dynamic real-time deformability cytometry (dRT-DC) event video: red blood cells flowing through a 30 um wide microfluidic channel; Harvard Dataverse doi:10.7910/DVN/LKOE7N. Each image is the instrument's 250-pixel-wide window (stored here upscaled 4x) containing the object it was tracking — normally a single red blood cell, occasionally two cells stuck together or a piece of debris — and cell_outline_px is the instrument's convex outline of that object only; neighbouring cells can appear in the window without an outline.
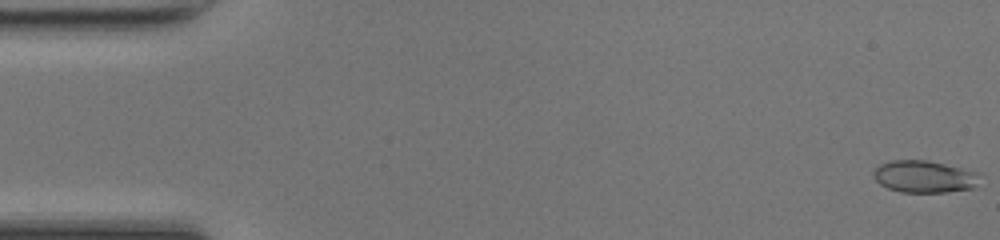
{"species": "common noctule bat (a hibernating species)", "species_latin": "Nyctalus noctula", "temperature_condition": "room temperature", "stored_images_in_passage": 49, "camera_frame_rate_fps": 3000, "um_per_image_px": 0.085, "animal": {"sex": "female", "body_mass_g": 17.0, "forearm_length_mm": 48.0}, "frame": {"image": 1, "passage_image": 1, "time_ms": 0.0, "image_size_px": [1000, 240], "cell_outline_px": [[980, 172], [976, 184], [972, 188], [944, 192], [900, 192], [888, 188], [880, 184], [872, 176], [872, 172], [880, 164], [892, 160], [928, 160]], "centroid_in_image_um": [78.54, 15.0], "position_along_channel_um": 6.5, "area_um2": 19.88}}
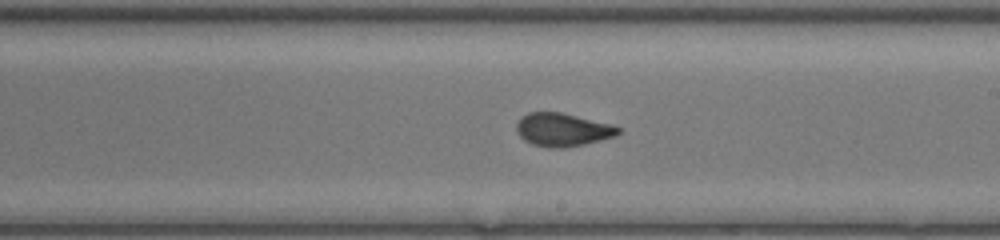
{"frame": {"image": 2, "passage_image": 28, "time_ms": 9.0, "image_size_px": [1000, 240], "cell_outline_px": [[620, 132], [616, 136], [584, 144], [564, 148], [552, 148], [532, 144], [524, 140], [516, 132], [516, 124], [520, 116], [528, 112], [560, 112], [612, 124], [620, 128]], "centroid_in_image_um": [47.79, 11.02], "position_along_channel_um": 241.2, "area_um2": 19.77}}
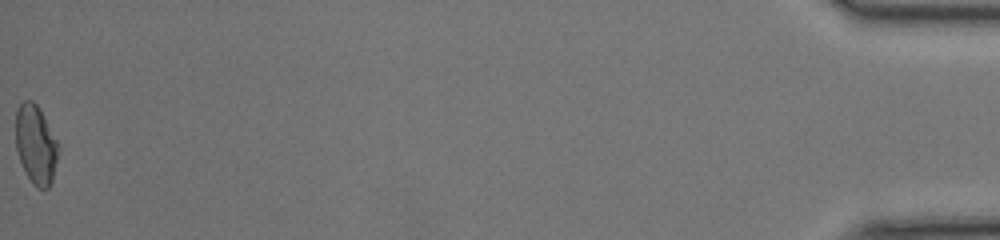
{"frame": {"image": 3, "passage_image": 49, "time_ms": 16.0, "image_size_px": [1000, 240], "cell_outline_px": [[60, 148], [52, 180], [48, 188], [36, 188], [32, 184], [20, 160], [16, 148], [16, 108], [24, 100], [32, 100], [36, 104], [56, 140]], "centroid_in_image_um": [3.04, 12.3], "position_along_channel_um": 432.2, "area_um2": 19.31}, "authors_computed_cell_mechanics": {"area_um2": 19.652, "velocity_mm_per_s": 4.299, "shape_relaxation_time_tau1_ms": null, "shape_relaxation_time_tau2_ms": 0.494, "deformation_change_tau1": null, "deformation_change_tau2": 0.0403}}